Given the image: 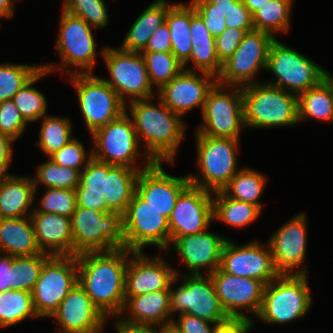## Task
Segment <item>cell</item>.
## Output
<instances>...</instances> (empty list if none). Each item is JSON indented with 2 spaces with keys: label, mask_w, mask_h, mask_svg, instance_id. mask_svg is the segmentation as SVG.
I'll list each match as a JSON object with an SVG mask.
<instances>
[{
  "label": "cell",
  "mask_w": 333,
  "mask_h": 333,
  "mask_svg": "<svg viewBox=\"0 0 333 333\" xmlns=\"http://www.w3.org/2000/svg\"><path fill=\"white\" fill-rule=\"evenodd\" d=\"M35 200L32 176L12 174L0 177V218L31 216Z\"/></svg>",
  "instance_id": "28"
},
{
  "label": "cell",
  "mask_w": 333,
  "mask_h": 333,
  "mask_svg": "<svg viewBox=\"0 0 333 333\" xmlns=\"http://www.w3.org/2000/svg\"><path fill=\"white\" fill-rule=\"evenodd\" d=\"M166 23L171 36V52L184 64L193 47L190 37L191 3H173L168 9Z\"/></svg>",
  "instance_id": "33"
},
{
  "label": "cell",
  "mask_w": 333,
  "mask_h": 333,
  "mask_svg": "<svg viewBox=\"0 0 333 333\" xmlns=\"http://www.w3.org/2000/svg\"><path fill=\"white\" fill-rule=\"evenodd\" d=\"M245 6L249 9V12L253 15L262 6L268 3L270 0H242Z\"/></svg>",
  "instance_id": "63"
},
{
  "label": "cell",
  "mask_w": 333,
  "mask_h": 333,
  "mask_svg": "<svg viewBox=\"0 0 333 333\" xmlns=\"http://www.w3.org/2000/svg\"><path fill=\"white\" fill-rule=\"evenodd\" d=\"M45 193L39 200L33 212L57 213L71 217L76 209V191L62 188H45Z\"/></svg>",
  "instance_id": "45"
},
{
  "label": "cell",
  "mask_w": 333,
  "mask_h": 333,
  "mask_svg": "<svg viewBox=\"0 0 333 333\" xmlns=\"http://www.w3.org/2000/svg\"><path fill=\"white\" fill-rule=\"evenodd\" d=\"M131 324L163 325L171 322L170 292L156 291L130 297L119 316Z\"/></svg>",
  "instance_id": "27"
},
{
  "label": "cell",
  "mask_w": 333,
  "mask_h": 333,
  "mask_svg": "<svg viewBox=\"0 0 333 333\" xmlns=\"http://www.w3.org/2000/svg\"><path fill=\"white\" fill-rule=\"evenodd\" d=\"M50 318L57 321L58 333H103L105 324L109 322L78 282Z\"/></svg>",
  "instance_id": "22"
},
{
  "label": "cell",
  "mask_w": 333,
  "mask_h": 333,
  "mask_svg": "<svg viewBox=\"0 0 333 333\" xmlns=\"http://www.w3.org/2000/svg\"><path fill=\"white\" fill-rule=\"evenodd\" d=\"M77 206L106 212L103 193L86 192V188H76Z\"/></svg>",
  "instance_id": "57"
},
{
  "label": "cell",
  "mask_w": 333,
  "mask_h": 333,
  "mask_svg": "<svg viewBox=\"0 0 333 333\" xmlns=\"http://www.w3.org/2000/svg\"><path fill=\"white\" fill-rule=\"evenodd\" d=\"M15 0H0V18H12L15 13Z\"/></svg>",
  "instance_id": "61"
},
{
  "label": "cell",
  "mask_w": 333,
  "mask_h": 333,
  "mask_svg": "<svg viewBox=\"0 0 333 333\" xmlns=\"http://www.w3.org/2000/svg\"><path fill=\"white\" fill-rule=\"evenodd\" d=\"M133 252L124 247L76 256L78 284L108 320L119 317L124 309L126 268Z\"/></svg>",
  "instance_id": "1"
},
{
  "label": "cell",
  "mask_w": 333,
  "mask_h": 333,
  "mask_svg": "<svg viewBox=\"0 0 333 333\" xmlns=\"http://www.w3.org/2000/svg\"><path fill=\"white\" fill-rule=\"evenodd\" d=\"M67 78L76 89L79 109L90 134L126 111V105L104 78L94 73L72 74Z\"/></svg>",
  "instance_id": "14"
},
{
  "label": "cell",
  "mask_w": 333,
  "mask_h": 333,
  "mask_svg": "<svg viewBox=\"0 0 333 333\" xmlns=\"http://www.w3.org/2000/svg\"><path fill=\"white\" fill-rule=\"evenodd\" d=\"M107 163L92 158L80 172V182L77 188H86V192L104 193Z\"/></svg>",
  "instance_id": "49"
},
{
  "label": "cell",
  "mask_w": 333,
  "mask_h": 333,
  "mask_svg": "<svg viewBox=\"0 0 333 333\" xmlns=\"http://www.w3.org/2000/svg\"><path fill=\"white\" fill-rule=\"evenodd\" d=\"M91 138L94 145L92 158L100 162L112 166L131 167L139 171L153 163L146 153H141L142 145L138 141L133 120L126 111L94 131ZM140 155L145 161L144 165L138 162Z\"/></svg>",
  "instance_id": "7"
},
{
  "label": "cell",
  "mask_w": 333,
  "mask_h": 333,
  "mask_svg": "<svg viewBox=\"0 0 333 333\" xmlns=\"http://www.w3.org/2000/svg\"><path fill=\"white\" fill-rule=\"evenodd\" d=\"M274 40L266 32H247L232 56L223 63L217 83L229 87L260 83L256 75L263 69L266 71L269 48Z\"/></svg>",
  "instance_id": "16"
},
{
  "label": "cell",
  "mask_w": 333,
  "mask_h": 333,
  "mask_svg": "<svg viewBox=\"0 0 333 333\" xmlns=\"http://www.w3.org/2000/svg\"><path fill=\"white\" fill-rule=\"evenodd\" d=\"M48 74L51 73L41 68L12 98L20 114L29 125L48 115L46 96L34 87L35 83Z\"/></svg>",
  "instance_id": "36"
},
{
  "label": "cell",
  "mask_w": 333,
  "mask_h": 333,
  "mask_svg": "<svg viewBox=\"0 0 333 333\" xmlns=\"http://www.w3.org/2000/svg\"><path fill=\"white\" fill-rule=\"evenodd\" d=\"M324 81L331 87L333 90V74L324 69Z\"/></svg>",
  "instance_id": "66"
},
{
  "label": "cell",
  "mask_w": 333,
  "mask_h": 333,
  "mask_svg": "<svg viewBox=\"0 0 333 333\" xmlns=\"http://www.w3.org/2000/svg\"><path fill=\"white\" fill-rule=\"evenodd\" d=\"M189 63H192L193 69L188 67ZM222 66L215 44H196L192 47L189 59L183 64L185 70L209 73L216 78L220 75Z\"/></svg>",
  "instance_id": "46"
},
{
  "label": "cell",
  "mask_w": 333,
  "mask_h": 333,
  "mask_svg": "<svg viewBox=\"0 0 333 333\" xmlns=\"http://www.w3.org/2000/svg\"><path fill=\"white\" fill-rule=\"evenodd\" d=\"M49 158L60 166H68L81 172L92 159V149L87 153L84 144L74 137Z\"/></svg>",
  "instance_id": "47"
},
{
  "label": "cell",
  "mask_w": 333,
  "mask_h": 333,
  "mask_svg": "<svg viewBox=\"0 0 333 333\" xmlns=\"http://www.w3.org/2000/svg\"><path fill=\"white\" fill-rule=\"evenodd\" d=\"M196 174H188L190 184L215 193L222 191L240 170L237 153L240 139L195 134Z\"/></svg>",
  "instance_id": "5"
},
{
  "label": "cell",
  "mask_w": 333,
  "mask_h": 333,
  "mask_svg": "<svg viewBox=\"0 0 333 333\" xmlns=\"http://www.w3.org/2000/svg\"><path fill=\"white\" fill-rule=\"evenodd\" d=\"M330 122L333 123V110H332V115H331V120H330Z\"/></svg>",
  "instance_id": "67"
},
{
  "label": "cell",
  "mask_w": 333,
  "mask_h": 333,
  "mask_svg": "<svg viewBox=\"0 0 333 333\" xmlns=\"http://www.w3.org/2000/svg\"><path fill=\"white\" fill-rule=\"evenodd\" d=\"M139 170L112 166L107 163V176H105L106 212H115L123 216L127 210L134 192Z\"/></svg>",
  "instance_id": "31"
},
{
  "label": "cell",
  "mask_w": 333,
  "mask_h": 333,
  "mask_svg": "<svg viewBox=\"0 0 333 333\" xmlns=\"http://www.w3.org/2000/svg\"><path fill=\"white\" fill-rule=\"evenodd\" d=\"M16 141L0 131V148H12Z\"/></svg>",
  "instance_id": "65"
},
{
  "label": "cell",
  "mask_w": 333,
  "mask_h": 333,
  "mask_svg": "<svg viewBox=\"0 0 333 333\" xmlns=\"http://www.w3.org/2000/svg\"><path fill=\"white\" fill-rule=\"evenodd\" d=\"M100 56L110 76V79L104 80L116 91L125 105L157 95L156 89L150 83L142 53L106 46L101 49Z\"/></svg>",
  "instance_id": "9"
},
{
  "label": "cell",
  "mask_w": 333,
  "mask_h": 333,
  "mask_svg": "<svg viewBox=\"0 0 333 333\" xmlns=\"http://www.w3.org/2000/svg\"><path fill=\"white\" fill-rule=\"evenodd\" d=\"M12 278L11 256L0 253V292L10 290Z\"/></svg>",
  "instance_id": "59"
},
{
  "label": "cell",
  "mask_w": 333,
  "mask_h": 333,
  "mask_svg": "<svg viewBox=\"0 0 333 333\" xmlns=\"http://www.w3.org/2000/svg\"><path fill=\"white\" fill-rule=\"evenodd\" d=\"M172 5L168 0H154L133 22L119 47L141 53L153 32L166 22L168 9Z\"/></svg>",
  "instance_id": "30"
},
{
  "label": "cell",
  "mask_w": 333,
  "mask_h": 333,
  "mask_svg": "<svg viewBox=\"0 0 333 333\" xmlns=\"http://www.w3.org/2000/svg\"><path fill=\"white\" fill-rule=\"evenodd\" d=\"M12 148H0V177L12 175L7 172L13 159Z\"/></svg>",
  "instance_id": "60"
},
{
  "label": "cell",
  "mask_w": 333,
  "mask_h": 333,
  "mask_svg": "<svg viewBox=\"0 0 333 333\" xmlns=\"http://www.w3.org/2000/svg\"><path fill=\"white\" fill-rule=\"evenodd\" d=\"M261 209L249 202L235 200L223 191L213 193L214 221L225 223L232 228H243L254 223L261 214Z\"/></svg>",
  "instance_id": "32"
},
{
  "label": "cell",
  "mask_w": 333,
  "mask_h": 333,
  "mask_svg": "<svg viewBox=\"0 0 333 333\" xmlns=\"http://www.w3.org/2000/svg\"><path fill=\"white\" fill-rule=\"evenodd\" d=\"M40 120L39 140L35 146L49 158L74 138L73 123L70 118L56 115H46Z\"/></svg>",
  "instance_id": "38"
},
{
  "label": "cell",
  "mask_w": 333,
  "mask_h": 333,
  "mask_svg": "<svg viewBox=\"0 0 333 333\" xmlns=\"http://www.w3.org/2000/svg\"><path fill=\"white\" fill-rule=\"evenodd\" d=\"M29 124L24 120L20 111L11 100L0 103V131L17 141Z\"/></svg>",
  "instance_id": "48"
},
{
  "label": "cell",
  "mask_w": 333,
  "mask_h": 333,
  "mask_svg": "<svg viewBox=\"0 0 333 333\" xmlns=\"http://www.w3.org/2000/svg\"><path fill=\"white\" fill-rule=\"evenodd\" d=\"M113 326L117 333H158L157 325L131 324L120 317L113 318Z\"/></svg>",
  "instance_id": "58"
},
{
  "label": "cell",
  "mask_w": 333,
  "mask_h": 333,
  "mask_svg": "<svg viewBox=\"0 0 333 333\" xmlns=\"http://www.w3.org/2000/svg\"><path fill=\"white\" fill-rule=\"evenodd\" d=\"M189 185L188 175H170L163 169V162H153L149 167L140 170L136 180V192L149 202V205L169 218L178 197Z\"/></svg>",
  "instance_id": "25"
},
{
  "label": "cell",
  "mask_w": 333,
  "mask_h": 333,
  "mask_svg": "<svg viewBox=\"0 0 333 333\" xmlns=\"http://www.w3.org/2000/svg\"><path fill=\"white\" fill-rule=\"evenodd\" d=\"M245 130L292 127L299 124L298 96L260 83L242 87Z\"/></svg>",
  "instance_id": "3"
},
{
  "label": "cell",
  "mask_w": 333,
  "mask_h": 333,
  "mask_svg": "<svg viewBox=\"0 0 333 333\" xmlns=\"http://www.w3.org/2000/svg\"><path fill=\"white\" fill-rule=\"evenodd\" d=\"M122 233L124 247L134 252H143L149 245L162 252L170 248L168 218L136 191L122 216Z\"/></svg>",
  "instance_id": "11"
},
{
  "label": "cell",
  "mask_w": 333,
  "mask_h": 333,
  "mask_svg": "<svg viewBox=\"0 0 333 333\" xmlns=\"http://www.w3.org/2000/svg\"><path fill=\"white\" fill-rule=\"evenodd\" d=\"M92 28L85 20L61 9L55 42L61 64H41L42 68L51 74L61 71L65 76L93 73L97 62V48Z\"/></svg>",
  "instance_id": "4"
},
{
  "label": "cell",
  "mask_w": 333,
  "mask_h": 333,
  "mask_svg": "<svg viewBox=\"0 0 333 333\" xmlns=\"http://www.w3.org/2000/svg\"><path fill=\"white\" fill-rule=\"evenodd\" d=\"M133 252L128 260L125 280V300L132 296L169 290L175 278V268L161 256Z\"/></svg>",
  "instance_id": "24"
},
{
  "label": "cell",
  "mask_w": 333,
  "mask_h": 333,
  "mask_svg": "<svg viewBox=\"0 0 333 333\" xmlns=\"http://www.w3.org/2000/svg\"><path fill=\"white\" fill-rule=\"evenodd\" d=\"M254 323V318L229 316L214 325L213 333H249Z\"/></svg>",
  "instance_id": "54"
},
{
  "label": "cell",
  "mask_w": 333,
  "mask_h": 333,
  "mask_svg": "<svg viewBox=\"0 0 333 333\" xmlns=\"http://www.w3.org/2000/svg\"><path fill=\"white\" fill-rule=\"evenodd\" d=\"M332 110L333 90L324 80L298 95L299 124L309 119L330 122Z\"/></svg>",
  "instance_id": "34"
},
{
  "label": "cell",
  "mask_w": 333,
  "mask_h": 333,
  "mask_svg": "<svg viewBox=\"0 0 333 333\" xmlns=\"http://www.w3.org/2000/svg\"><path fill=\"white\" fill-rule=\"evenodd\" d=\"M153 100H157L158 105ZM126 112L133 120L139 143L145 146L143 152L153 162L173 164L187 130L183 118L157 95L127 103Z\"/></svg>",
  "instance_id": "2"
},
{
  "label": "cell",
  "mask_w": 333,
  "mask_h": 333,
  "mask_svg": "<svg viewBox=\"0 0 333 333\" xmlns=\"http://www.w3.org/2000/svg\"><path fill=\"white\" fill-rule=\"evenodd\" d=\"M37 245L49 255H74L71 217L57 213L32 212Z\"/></svg>",
  "instance_id": "26"
},
{
  "label": "cell",
  "mask_w": 333,
  "mask_h": 333,
  "mask_svg": "<svg viewBox=\"0 0 333 333\" xmlns=\"http://www.w3.org/2000/svg\"><path fill=\"white\" fill-rule=\"evenodd\" d=\"M255 29H237L227 27L216 39V52L220 62L223 64L228 60L240 45L245 34Z\"/></svg>",
  "instance_id": "51"
},
{
  "label": "cell",
  "mask_w": 333,
  "mask_h": 333,
  "mask_svg": "<svg viewBox=\"0 0 333 333\" xmlns=\"http://www.w3.org/2000/svg\"><path fill=\"white\" fill-rule=\"evenodd\" d=\"M172 322L181 330L182 333H213L214 325L206 320L187 314L178 315ZM213 325V326H212Z\"/></svg>",
  "instance_id": "53"
},
{
  "label": "cell",
  "mask_w": 333,
  "mask_h": 333,
  "mask_svg": "<svg viewBox=\"0 0 333 333\" xmlns=\"http://www.w3.org/2000/svg\"><path fill=\"white\" fill-rule=\"evenodd\" d=\"M28 318H39L35 313L32 293L23 290L0 292V327L8 328Z\"/></svg>",
  "instance_id": "39"
},
{
  "label": "cell",
  "mask_w": 333,
  "mask_h": 333,
  "mask_svg": "<svg viewBox=\"0 0 333 333\" xmlns=\"http://www.w3.org/2000/svg\"><path fill=\"white\" fill-rule=\"evenodd\" d=\"M228 87L216 83L209 91L201 113L203 123L195 134L240 139L245 128L242 87Z\"/></svg>",
  "instance_id": "13"
},
{
  "label": "cell",
  "mask_w": 333,
  "mask_h": 333,
  "mask_svg": "<svg viewBox=\"0 0 333 333\" xmlns=\"http://www.w3.org/2000/svg\"><path fill=\"white\" fill-rule=\"evenodd\" d=\"M74 256L124 248L122 216L76 206L71 216Z\"/></svg>",
  "instance_id": "10"
},
{
  "label": "cell",
  "mask_w": 333,
  "mask_h": 333,
  "mask_svg": "<svg viewBox=\"0 0 333 333\" xmlns=\"http://www.w3.org/2000/svg\"><path fill=\"white\" fill-rule=\"evenodd\" d=\"M208 229L203 232L178 237L166 253L173 248L187 269L185 275H210L220 267L222 250L228 237L212 233ZM172 246V248H171ZM205 269V272H201Z\"/></svg>",
  "instance_id": "23"
},
{
  "label": "cell",
  "mask_w": 333,
  "mask_h": 333,
  "mask_svg": "<svg viewBox=\"0 0 333 333\" xmlns=\"http://www.w3.org/2000/svg\"><path fill=\"white\" fill-rule=\"evenodd\" d=\"M171 36L168 29V25L165 22L158 27L149 38L146 48L143 51L152 52H171Z\"/></svg>",
  "instance_id": "56"
},
{
  "label": "cell",
  "mask_w": 333,
  "mask_h": 333,
  "mask_svg": "<svg viewBox=\"0 0 333 333\" xmlns=\"http://www.w3.org/2000/svg\"><path fill=\"white\" fill-rule=\"evenodd\" d=\"M307 224V216L302 211L281 225L267 240L280 275H308V267L304 266L307 258Z\"/></svg>",
  "instance_id": "17"
},
{
  "label": "cell",
  "mask_w": 333,
  "mask_h": 333,
  "mask_svg": "<svg viewBox=\"0 0 333 333\" xmlns=\"http://www.w3.org/2000/svg\"><path fill=\"white\" fill-rule=\"evenodd\" d=\"M36 176H33L35 185V198L39 184L46 188H62L76 190L80 182V171L68 166H60L48 158L46 162L36 168Z\"/></svg>",
  "instance_id": "40"
},
{
  "label": "cell",
  "mask_w": 333,
  "mask_h": 333,
  "mask_svg": "<svg viewBox=\"0 0 333 333\" xmlns=\"http://www.w3.org/2000/svg\"><path fill=\"white\" fill-rule=\"evenodd\" d=\"M216 83L217 78L212 74L183 69L157 91V96L183 118L187 112L198 107L202 113L207 95Z\"/></svg>",
  "instance_id": "21"
},
{
  "label": "cell",
  "mask_w": 333,
  "mask_h": 333,
  "mask_svg": "<svg viewBox=\"0 0 333 333\" xmlns=\"http://www.w3.org/2000/svg\"><path fill=\"white\" fill-rule=\"evenodd\" d=\"M0 253L12 257L42 253L36 242L31 216L0 218Z\"/></svg>",
  "instance_id": "29"
},
{
  "label": "cell",
  "mask_w": 333,
  "mask_h": 333,
  "mask_svg": "<svg viewBox=\"0 0 333 333\" xmlns=\"http://www.w3.org/2000/svg\"><path fill=\"white\" fill-rule=\"evenodd\" d=\"M158 333H182L181 330L173 323H167L158 326Z\"/></svg>",
  "instance_id": "64"
},
{
  "label": "cell",
  "mask_w": 333,
  "mask_h": 333,
  "mask_svg": "<svg viewBox=\"0 0 333 333\" xmlns=\"http://www.w3.org/2000/svg\"><path fill=\"white\" fill-rule=\"evenodd\" d=\"M225 19L227 27L255 29L253 16L242 0H236L234 3H230V9Z\"/></svg>",
  "instance_id": "52"
},
{
  "label": "cell",
  "mask_w": 333,
  "mask_h": 333,
  "mask_svg": "<svg viewBox=\"0 0 333 333\" xmlns=\"http://www.w3.org/2000/svg\"><path fill=\"white\" fill-rule=\"evenodd\" d=\"M190 37L192 46L196 44H215V38L204 25L202 18L196 13L191 4Z\"/></svg>",
  "instance_id": "55"
},
{
  "label": "cell",
  "mask_w": 333,
  "mask_h": 333,
  "mask_svg": "<svg viewBox=\"0 0 333 333\" xmlns=\"http://www.w3.org/2000/svg\"><path fill=\"white\" fill-rule=\"evenodd\" d=\"M265 244L253 240L239 246L227 239L220 268L234 276L254 278L266 286L280 274L275 267L270 245L268 242Z\"/></svg>",
  "instance_id": "18"
},
{
  "label": "cell",
  "mask_w": 333,
  "mask_h": 333,
  "mask_svg": "<svg viewBox=\"0 0 333 333\" xmlns=\"http://www.w3.org/2000/svg\"><path fill=\"white\" fill-rule=\"evenodd\" d=\"M190 3L215 39L227 28L224 14L212 10V4L208 0H190Z\"/></svg>",
  "instance_id": "50"
},
{
  "label": "cell",
  "mask_w": 333,
  "mask_h": 333,
  "mask_svg": "<svg viewBox=\"0 0 333 333\" xmlns=\"http://www.w3.org/2000/svg\"><path fill=\"white\" fill-rule=\"evenodd\" d=\"M62 9L85 20L91 27L103 29L109 25L105 0H63Z\"/></svg>",
  "instance_id": "44"
},
{
  "label": "cell",
  "mask_w": 333,
  "mask_h": 333,
  "mask_svg": "<svg viewBox=\"0 0 333 333\" xmlns=\"http://www.w3.org/2000/svg\"><path fill=\"white\" fill-rule=\"evenodd\" d=\"M213 221V193L190 184L178 197L168 218L170 245L178 237L203 232Z\"/></svg>",
  "instance_id": "19"
},
{
  "label": "cell",
  "mask_w": 333,
  "mask_h": 333,
  "mask_svg": "<svg viewBox=\"0 0 333 333\" xmlns=\"http://www.w3.org/2000/svg\"><path fill=\"white\" fill-rule=\"evenodd\" d=\"M212 4V10H218L224 16H227L230 9V3H234L236 0H208Z\"/></svg>",
  "instance_id": "62"
},
{
  "label": "cell",
  "mask_w": 333,
  "mask_h": 333,
  "mask_svg": "<svg viewBox=\"0 0 333 333\" xmlns=\"http://www.w3.org/2000/svg\"><path fill=\"white\" fill-rule=\"evenodd\" d=\"M77 282L76 256L51 255L44 262L31 292L37 316L49 318Z\"/></svg>",
  "instance_id": "15"
},
{
  "label": "cell",
  "mask_w": 333,
  "mask_h": 333,
  "mask_svg": "<svg viewBox=\"0 0 333 333\" xmlns=\"http://www.w3.org/2000/svg\"><path fill=\"white\" fill-rule=\"evenodd\" d=\"M41 68V64L0 63V103L11 100Z\"/></svg>",
  "instance_id": "43"
},
{
  "label": "cell",
  "mask_w": 333,
  "mask_h": 333,
  "mask_svg": "<svg viewBox=\"0 0 333 333\" xmlns=\"http://www.w3.org/2000/svg\"><path fill=\"white\" fill-rule=\"evenodd\" d=\"M294 0H270L253 16L255 30L271 34L276 39L280 32L291 30V10Z\"/></svg>",
  "instance_id": "37"
},
{
  "label": "cell",
  "mask_w": 333,
  "mask_h": 333,
  "mask_svg": "<svg viewBox=\"0 0 333 333\" xmlns=\"http://www.w3.org/2000/svg\"><path fill=\"white\" fill-rule=\"evenodd\" d=\"M50 256L51 255L43 252L32 256H11V290L32 292L39 278L42 266Z\"/></svg>",
  "instance_id": "42"
},
{
  "label": "cell",
  "mask_w": 333,
  "mask_h": 333,
  "mask_svg": "<svg viewBox=\"0 0 333 333\" xmlns=\"http://www.w3.org/2000/svg\"><path fill=\"white\" fill-rule=\"evenodd\" d=\"M147 66V73L153 88L160 90L184 68L172 52H141Z\"/></svg>",
  "instance_id": "41"
},
{
  "label": "cell",
  "mask_w": 333,
  "mask_h": 333,
  "mask_svg": "<svg viewBox=\"0 0 333 333\" xmlns=\"http://www.w3.org/2000/svg\"><path fill=\"white\" fill-rule=\"evenodd\" d=\"M177 270L178 268L175 269L176 276L169 286L171 322L175 312L178 315L195 316L213 324L229 317L221 306L210 275H185ZM180 278L181 284L174 289L173 286Z\"/></svg>",
  "instance_id": "12"
},
{
  "label": "cell",
  "mask_w": 333,
  "mask_h": 333,
  "mask_svg": "<svg viewBox=\"0 0 333 333\" xmlns=\"http://www.w3.org/2000/svg\"><path fill=\"white\" fill-rule=\"evenodd\" d=\"M312 304L307 275H279L264 287L256 319L281 326L304 318Z\"/></svg>",
  "instance_id": "6"
},
{
  "label": "cell",
  "mask_w": 333,
  "mask_h": 333,
  "mask_svg": "<svg viewBox=\"0 0 333 333\" xmlns=\"http://www.w3.org/2000/svg\"><path fill=\"white\" fill-rule=\"evenodd\" d=\"M224 311L231 317L257 316L265 285L254 278L239 277L224 272L220 267L210 274ZM248 312L251 314H246Z\"/></svg>",
  "instance_id": "20"
},
{
  "label": "cell",
  "mask_w": 333,
  "mask_h": 333,
  "mask_svg": "<svg viewBox=\"0 0 333 333\" xmlns=\"http://www.w3.org/2000/svg\"><path fill=\"white\" fill-rule=\"evenodd\" d=\"M267 178L254 168L242 167L222 191L232 199L252 203L263 210L259 199L267 185Z\"/></svg>",
  "instance_id": "35"
},
{
  "label": "cell",
  "mask_w": 333,
  "mask_h": 333,
  "mask_svg": "<svg viewBox=\"0 0 333 333\" xmlns=\"http://www.w3.org/2000/svg\"><path fill=\"white\" fill-rule=\"evenodd\" d=\"M266 70L277 79L262 82L297 96L324 80V67L278 38L269 48Z\"/></svg>",
  "instance_id": "8"
}]
</instances>
